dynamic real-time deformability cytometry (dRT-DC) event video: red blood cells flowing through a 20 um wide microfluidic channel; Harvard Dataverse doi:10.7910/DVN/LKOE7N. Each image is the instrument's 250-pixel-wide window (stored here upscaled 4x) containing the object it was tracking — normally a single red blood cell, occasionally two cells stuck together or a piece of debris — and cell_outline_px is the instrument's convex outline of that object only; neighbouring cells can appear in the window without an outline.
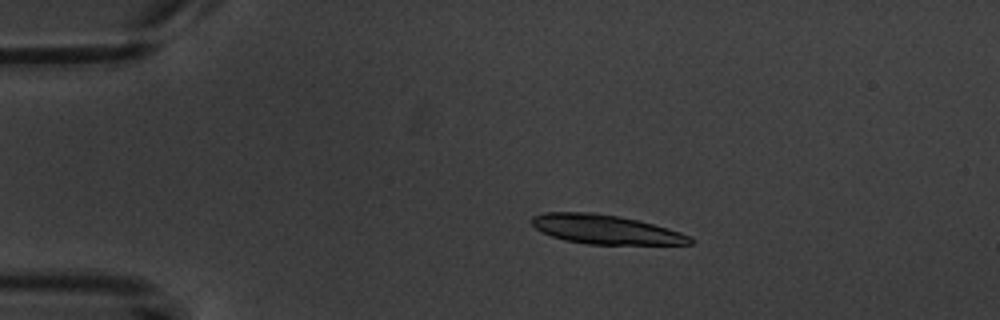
{"species": "common noctule bat (a hibernating species)", "species_latin": "Nyctalus noctula", "temperature_condition": "warm", "stored_images_in_passage": 6, "camera_frame_rate_fps": 3000, "um_per_image_px": 0.085, "animal": {"sex": "male", "body_mass_g": 20.1, "forearm_length_mm": 53.5}, "frame": {"image": 1, "passage_image": 3, "time_ms": 2.667, "image_size_px": [1000, 320], "cell_outline_px": [[692, 244], [588, 244], [564, 240], [552, 236], [536, 228], [532, 224], [532, 216], [544, 212], [596, 212], [620, 216], [668, 228], [680, 232], [688, 236], [692, 240]], "centroid_in_image_um": [51.43, 19.49], "position_along_channel_um": 33.6, "area_um2": 26.65}}